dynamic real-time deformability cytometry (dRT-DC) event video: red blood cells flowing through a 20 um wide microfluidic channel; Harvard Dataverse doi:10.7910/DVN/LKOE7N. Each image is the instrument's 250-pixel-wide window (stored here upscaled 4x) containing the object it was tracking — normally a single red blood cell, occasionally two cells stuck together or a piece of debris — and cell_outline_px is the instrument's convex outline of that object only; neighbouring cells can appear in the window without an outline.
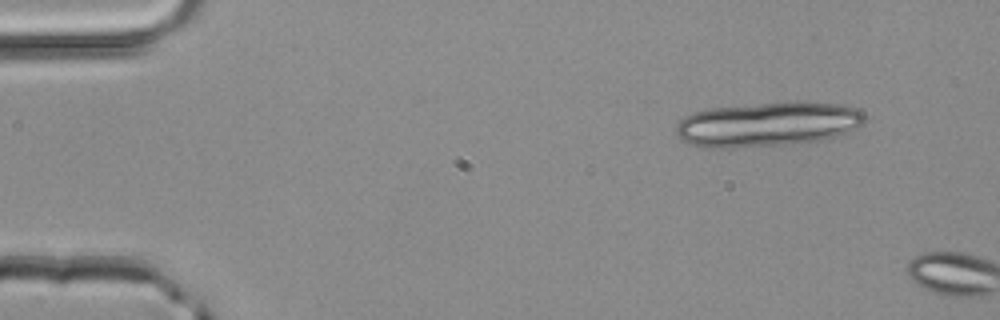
{"species": "common noctule bat (a hibernating species)", "species_latin": "Nyctalus noctula", "temperature_condition": "room temperature", "stored_images_in_passage": 2, "camera_frame_rate_fps": 3000, "um_per_image_px": 0.085, "animal": {"sex": "male", "body_mass_g": 20.4}, "frame": {"image": 1, "passage_image": 1, "time_ms": 0.0, "image_size_px": [1000, 320], "cell_outline_px": [[864, 124], [840, 136], [820, 140], [784, 144], [732, 148], [708, 148], [692, 144], [680, 140], [676, 136], [676, 124], [684, 116], [708, 108], [796, 100], [836, 104], [856, 108], [864, 112]], "centroid_in_image_um": [65.25, 10.55], "position_along_channel_um": 19.7, "area_um2": 49.48}}